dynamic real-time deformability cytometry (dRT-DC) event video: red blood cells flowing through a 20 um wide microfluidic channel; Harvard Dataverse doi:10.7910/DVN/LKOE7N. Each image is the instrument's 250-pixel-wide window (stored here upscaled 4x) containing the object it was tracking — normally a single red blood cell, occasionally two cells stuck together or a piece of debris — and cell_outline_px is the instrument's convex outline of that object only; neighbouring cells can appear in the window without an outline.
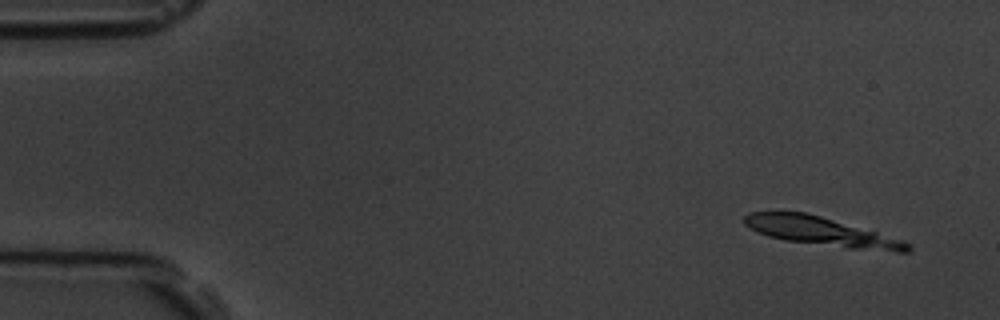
{"species": "common noctule bat (a hibernating species)", "species_latin": "Nyctalus noctula", "temperature_condition": "room temperature", "stored_images_in_passage": 5, "camera_frame_rate_fps": 3000, "um_per_image_px": 0.085, "animal": {"sex": "male", "body_mass_g": 19.5, "forearm_length_mm": 54.6}, "frame": {"image": 1, "passage_image": 1, "time_ms": 0.0, "image_size_px": [1000, 320], "cell_outline_px": [[912, 248], [908, 252], [896, 252], [848, 248], [784, 240], [768, 236], [744, 224], [744, 216], [748, 212], [804, 212], [820, 216], [904, 240], [912, 244]], "centroid_in_image_um": [69.86, 19.69], "position_along_channel_um": 15.1, "area_um2": 26.93}}